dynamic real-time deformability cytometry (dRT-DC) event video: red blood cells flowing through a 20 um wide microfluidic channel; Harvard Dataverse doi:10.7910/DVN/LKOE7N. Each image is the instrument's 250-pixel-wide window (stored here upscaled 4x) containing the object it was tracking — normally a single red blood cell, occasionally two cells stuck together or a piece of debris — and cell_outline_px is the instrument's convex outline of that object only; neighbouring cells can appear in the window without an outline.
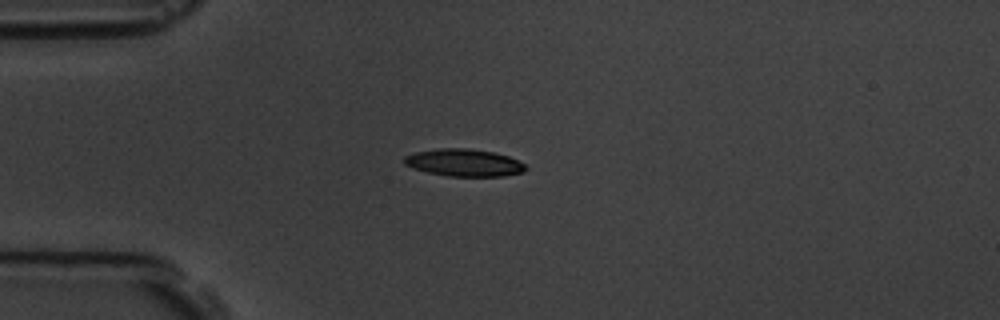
{"species": "common noctule bat (a hibernating species)", "species_latin": "Nyctalus noctula", "temperature_condition": "room temperature", "stored_images_in_passage": 8, "camera_frame_rate_fps": 3000, "um_per_image_px": 0.085, "animal": {"sex": "male", "body_mass_g": 19.5, "forearm_length_mm": 54.6}, "frame": {"image": 1, "passage_image": 4, "time_ms": 3.333, "image_size_px": [1000, 320], "cell_outline_px": [[528, 168], [524, 172], [504, 176], [448, 176], [428, 172], [404, 164], [404, 156], [416, 152], [440, 148], [468, 148], [492, 152], [508, 156], [524, 164]], "centroid_in_image_um": [39.47, 13.83], "position_along_channel_um": 45.5, "area_um2": 19.13}}
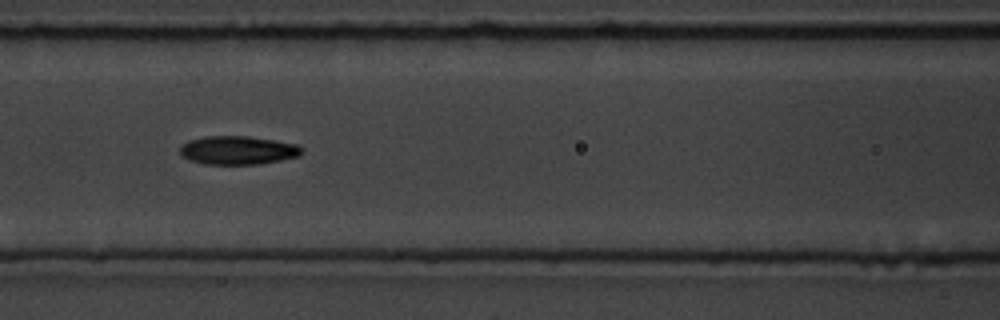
{"frame": {"image": 2, "passage_image": 7, "time_ms": 6.667, "image_size_px": [1000, 320], "cell_outline_px": [[300, 156], [260, 164], [204, 164], [188, 160], [180, 152], [180, 148], [188, 140], [204, 136], [248, 136], [296, 144], [300, 148]], "centroid_in_image_um": [20.18, 12.77], "position_along_channel_um": 146.4, "area_um2": 20.06}}
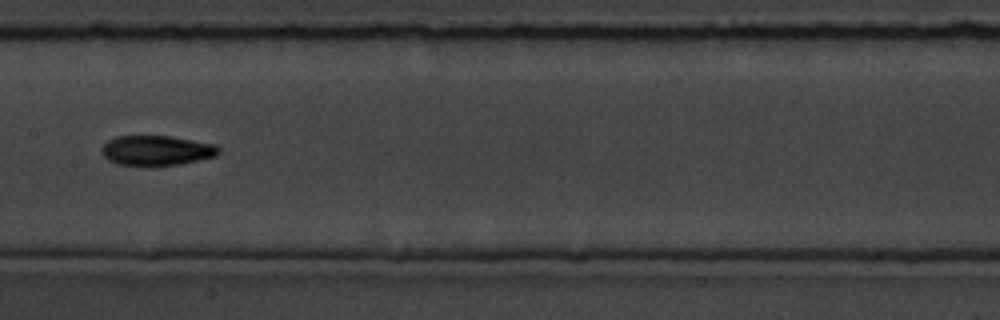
{"frame": {"image": 3, "passage_image": 8, "time_ms": 8.0, "image_size_px": [1000, 320], "cell_outline_px": [[220, 152], [216, 156], [180, 164], [156, 168], [148, 168], [116, 164], [108, 160], [104, 156], [104, 144], [108, 140], [116, 136], [172, 136], [216, 144], [220, 148]], "centroid_in_image_um": [13.33, 12.83], "position_along_channel_um": 194.1, "area_um2": 21.04}}